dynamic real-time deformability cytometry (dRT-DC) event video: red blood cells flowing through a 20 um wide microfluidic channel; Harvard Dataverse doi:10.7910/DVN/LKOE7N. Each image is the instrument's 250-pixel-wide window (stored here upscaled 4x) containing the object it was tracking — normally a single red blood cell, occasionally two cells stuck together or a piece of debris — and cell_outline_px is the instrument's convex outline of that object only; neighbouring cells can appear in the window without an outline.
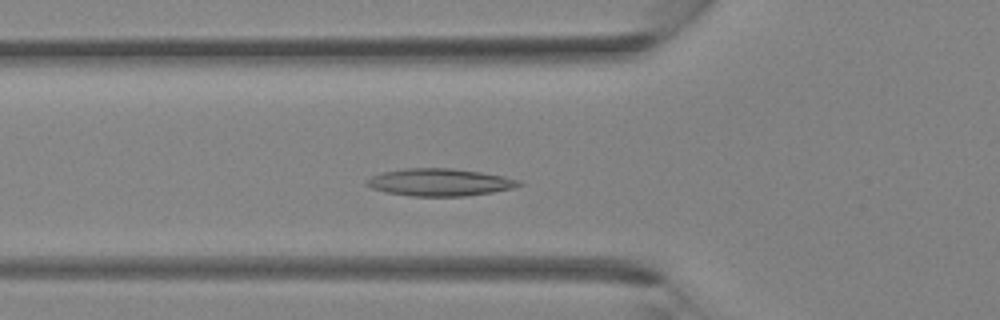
{"species": "Egyptian fruit bat (a non-hibernating species)", "species_latin": "Rousettus aegyptiacus", "temperature_condition": "room temperature", "stored_images_in_passage": 35, "camera_frame_rate_fps": 3000, "um_per_image_px": 0.085, "animal": {"sex": "female"}, "frame": {"image": 1, "passage_image": 11, "time_ms": 3.333, "image_size_px": [1000, 320], "cell_outline_px": [[524, 184], [512, 188], [492, 192], [464, 196], [412, 196], [388, 192], [372, 188], [364, 184], [364, 180], [372, 176], [384, 172], [404, 168], [452, 168], [480, 172], [504, 176], [520, 180]], "centroid_in_image_um": [37.37, 15.49], "position_along_channel_um": 88.4, "area_um2": 24.22}}
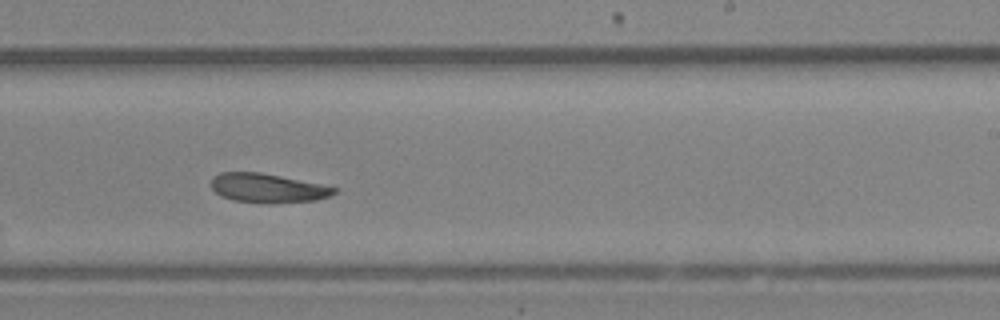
{"frame": {"image": 2, "passage_image": 21, "time_ms": 6.667, "image_size_px": [1000, 320], "cell_outline_px": [[336, 192], [328, 196], [316, 200], [232, 200], [216, 192], [212, 188], [212, 176], [220, 172], [260, 172], [320, 184], [336, 188]], "centroid_in_image_um": [22.7, 15.92], "position_along_channel_um": 266.3, "area_um2": 19.48}}
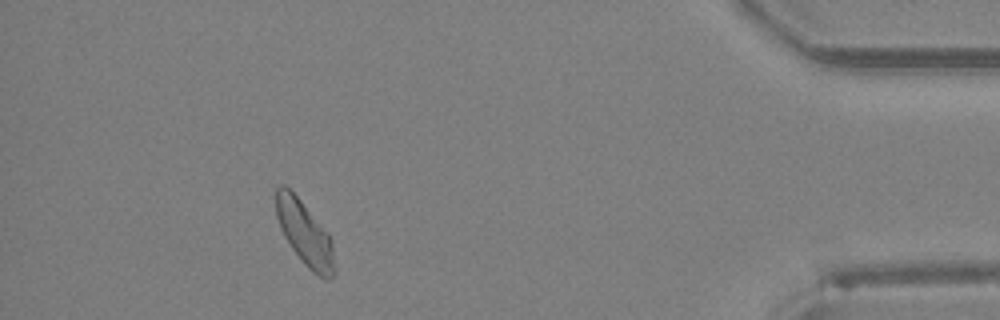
{"frame": {"image": 3, "passage_image": 32, "time_ms": 10.333, "image_size_px": [1000, 320], "cell_outline_px": [[336, 272], [328, 280], [324, 280], [312, 272], [304, 264], [292, 248], [284, 236], [280, 228], [276, 216], [276, 188], [280, 184], [284, 184], [300, 200], [328, 232], [332, 240]], "centroid_in_image_um": [25.93, 19.87], "position_along_channel_um": 409.3, "area_um2": 21.96}}